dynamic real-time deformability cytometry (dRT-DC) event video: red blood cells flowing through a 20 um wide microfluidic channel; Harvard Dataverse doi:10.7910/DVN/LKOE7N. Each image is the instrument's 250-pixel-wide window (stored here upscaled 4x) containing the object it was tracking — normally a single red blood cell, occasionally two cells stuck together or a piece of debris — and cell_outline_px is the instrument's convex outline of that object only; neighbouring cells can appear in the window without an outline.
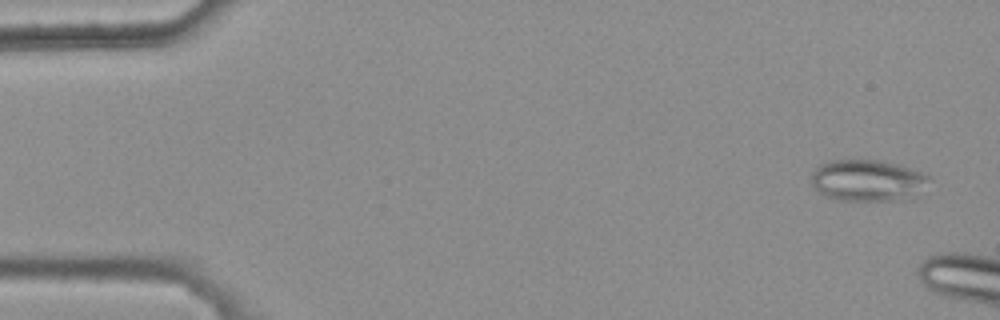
{"species": "common noctule bat (a hibernating species)", "species_latin": "Nyctalus noctula", "temperature_condition": "warm", "stored_images_in_passage": 9, "camera_frame_rate_fps": 3000, "um_per_image_px": 0.085, "animal": {"sex": "female", "body_mass_g": 25.1}, "frame": {"image": 1, "passage_image": 3, "time_ms": 0.667, "image_size_px": [1000, 320], "cell_outline_px": [[928, 180], [904, 200], [836, 200], [824, 196], [812, 184], [812, 172], [820, 164], [828, 160], [880, 160], [896, 164], [920, 172], [928, 176]], "centroid_in_image_um": [73.62, 15.32], "position_along_channel_um": 11.4, "area_um2": 27.74}}